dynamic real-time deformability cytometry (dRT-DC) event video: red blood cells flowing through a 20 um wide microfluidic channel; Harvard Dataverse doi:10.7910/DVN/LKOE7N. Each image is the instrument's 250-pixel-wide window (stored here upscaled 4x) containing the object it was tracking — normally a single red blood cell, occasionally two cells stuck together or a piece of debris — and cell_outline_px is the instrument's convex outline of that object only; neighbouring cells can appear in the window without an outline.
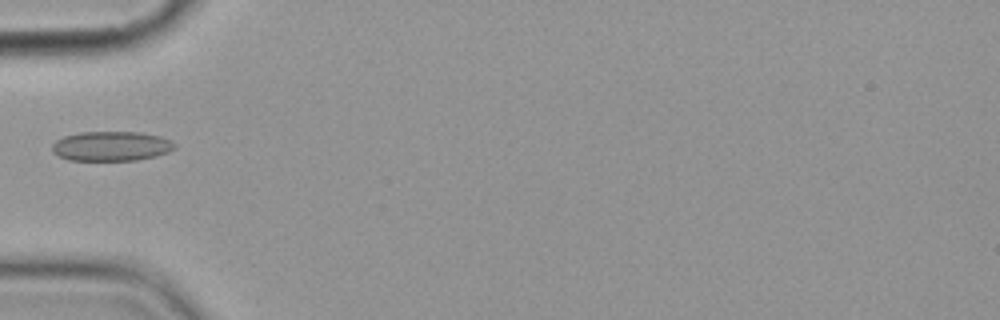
{"species": "common noctule bat (a hibernating species)", "species_latin": "Nyctalus noctula", "temperature_condition": "cold", "stored_images_in_passage": 5, "camera_frame_rate_fps": 3000, "um_per_image_px": 0.085, "animal": {"sex": "female", "body_mass_g": 19.9}, "frame": {"image": 1, "passage_image": 5, "time_ms": 5.667, "image_size_px": [1000, 320], "cell_outline_px": [[176, 148], [168, 152], [156, 156], [136, 160], [68, 160], [56, 156], [52, 152], [52, 144], [56, 140], [64, 136], [80, 132], [140, 132], [160, 136], [176, 144]], "centroid_in_image_um": [9.43, 12.42], "position_along_channel_um": 75.6, "area_um2": 21.27}}